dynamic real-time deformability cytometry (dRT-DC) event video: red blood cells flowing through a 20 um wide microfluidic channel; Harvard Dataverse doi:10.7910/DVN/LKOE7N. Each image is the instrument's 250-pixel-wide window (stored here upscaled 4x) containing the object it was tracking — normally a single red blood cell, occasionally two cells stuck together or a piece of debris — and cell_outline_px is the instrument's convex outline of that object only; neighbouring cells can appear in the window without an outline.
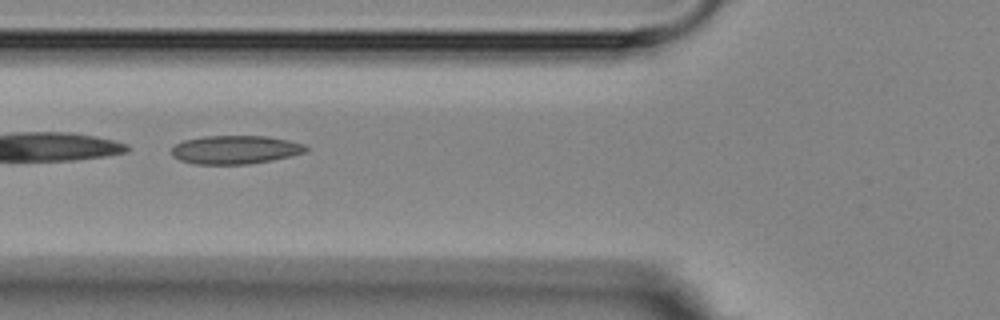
{"species": "Egyptian fruit bat (a non-hibernating species)", "species_latin": "Rousettus aegyptiacus", "temperature_condition": "room temperature", "stored_images_in_passage": 8, "camera_frame_rate_fps": 3000, "um_per_image_px": 0.085, "animal": {"sex": "female"}, "frame": {"image": 1, "passage_image": 5, "time_ms": 4.333, "image_size_px": [1000, 320], "cell_outline_px": [[308, 152], [272, 160], [248, 164], [196, 164], [180, 160], [172, 156], [172, 148], [176, 144], [184, 140], [204, 136], [268, 136], [288, 140], [304, 144], [308, 148]], "centroid_in_image_um": [20.02, 12.72], "position_along_channel_um": 105.8, "area_um2": 22.31}}
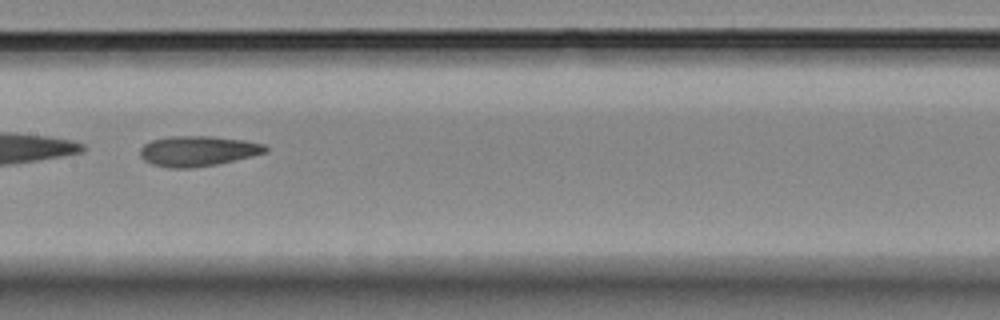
{"frame": {"image": 2, "passage_image": 7, "time_ms": 6.667, "image_size_px": [1000, 320], "cell_outline_px": [[268, 152], [252, 156], [216, 164], [192, 168], [172, 168], [152, 164], [144, 160], [140, 156], [140, 148], [144, 144], [152, 140], [168, 136], [212, 136], [244, 140], [264, 144], [268, 148]], "centroid_in_image_um": [16.81, 12.83], "position_along_channel_um": 190.6, "area_um2": 22.14}}
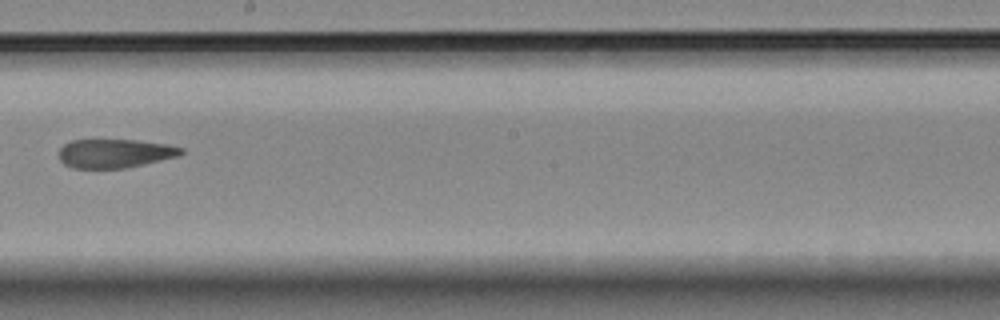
{"frame": {"image": 3, "passage_image": 8, "time_ms": 8.0, "image_size_px": [1000, 320], "cell_outline_px": [[184, 152], [176, 156], [160, 160], [124, 168], [72, 168], [64, 164], [60, 160], [60, 148], [64, 144], [72, 140], [136, 140], [168, 144], [184, 148]], "centroid_in_image_um": [9.75, 13.03], "position_along_channel_um": 238.5, "area_um2": 20.35}}